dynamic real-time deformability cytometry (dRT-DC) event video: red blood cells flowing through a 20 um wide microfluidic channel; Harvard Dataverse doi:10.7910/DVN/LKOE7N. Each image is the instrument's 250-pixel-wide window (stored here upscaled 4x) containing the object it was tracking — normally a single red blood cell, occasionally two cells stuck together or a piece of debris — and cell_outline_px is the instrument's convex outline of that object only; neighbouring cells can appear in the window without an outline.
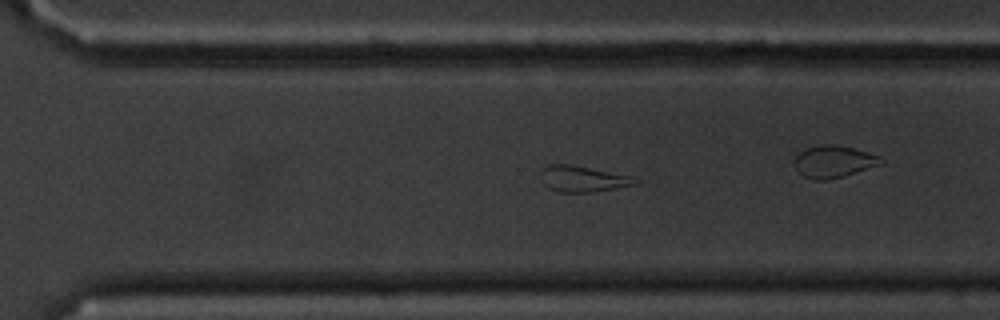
{"species": "common noctule bat (a hibernating species)", "species_latin": "Nyctalus noctula", "temperature_condition": "cold", "stored_images_in_passage": 41, "camera_frame_rate_fps": 3000, "um_per_image_px": 0.085, "animal": {"sex": "male", "body_mass_g": 20.1, "forearm_length_mm": 53.5}, "frame": {"image": 1, "passage_image": 23, "time_ms": 7.333, "image_size_px": [1000, 320], "cell_outline_px": [[640, 184], [592, 192], [560, 192], [548, 188], [544, 184], [540, 172], [548, 164], [568, 164], [636, 176], [640, 180]], "centroid_in_image_um": [49.62, 15.2], "position_along_channel_um": 321.0, "area_um2": 14.51}}
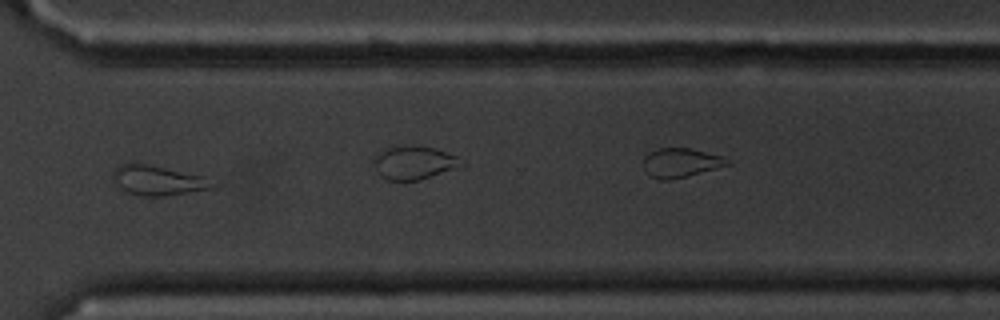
{"frame": {"image": 2, "passage_image": 26, "time_ms": 8.333, "image_size_px": [1000, 320], "cell_outline_px": [[220, 184], [212, 188], [164, 196], [140, 196], [128, 192], [120, 188], [112, 176], [112, 172], [120, 164], [144, 164], [208, 176]], "centroid_in_image_um": [13.51, 15.34], "position_along_channel_um": 357.1, "area_um2": 17.28}}
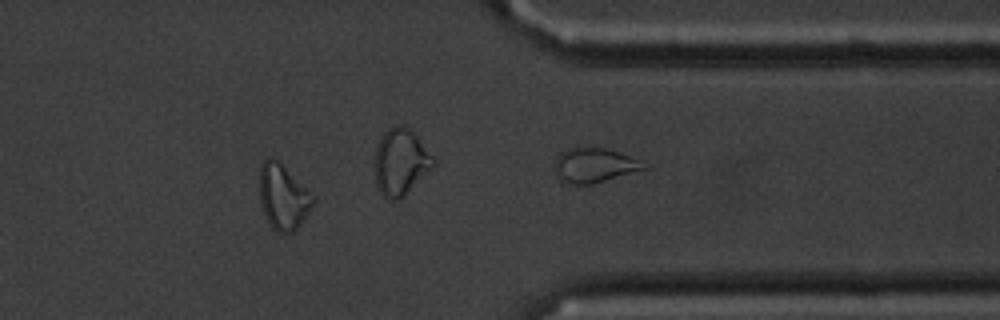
{"frame": {"image": 3, "passage_image": 30, "time_ms": 9.667, "image_size_px": [1000, 320], "cell_outline_px": [[316, 200], [312, 208], [300, 224], [292, 232], [276, 232], [272, 228], [260, 204], [260, 164], [268, 156], [272, 156], [280, 160], [316, 196]], "centroid_in_image_um": [24.09, 16.67], "position_along_channel_um": 387.3, "area_um2": 20.81}, "authors_computed_cell_mechanics": {"area_um2": 15.4326, "velocity_mm_per_s": 3.5578, "shape_relaxation_time_tau1_ms": null, "shape_relaxation_time_tau2_ms": 2.7061, "deformation_change_tau1": null, "deformation_change_tau2": 0.0775}}